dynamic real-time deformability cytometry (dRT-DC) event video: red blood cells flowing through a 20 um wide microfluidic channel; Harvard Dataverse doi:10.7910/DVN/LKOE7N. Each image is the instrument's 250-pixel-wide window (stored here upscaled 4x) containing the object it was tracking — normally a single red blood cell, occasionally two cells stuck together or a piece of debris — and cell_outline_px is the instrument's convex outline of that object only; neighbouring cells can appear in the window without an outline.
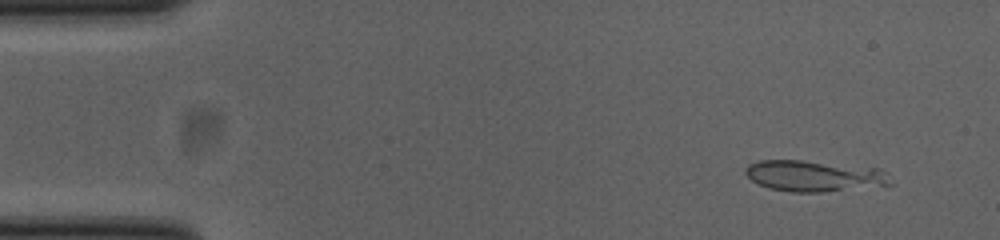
{"species": "common noctule bat (a hibernating species)", "species_latin": "Nyctalus noctula", "temperature_condition": "cold", "stored_images_in_passage": 13, "camera_frame_rate_fps": 3000, "um_per_image_px": 0.085, "animal": {"sex": "female", "body_mass_g": 23.0, "forearm_length_mm": 53.4}, "frame": {"image": 1, "passage_image": 4, "time_ms": 1.0, "image_size_px": [1000, 240], "cell_outline_px": [[892, 184], [820, 192], [792, 192], [768, 188], [752, 180], [744, 172], [744, 168], [748, 164], [760, 160], [800, 160], [880, 168], [888, 172]], "centroid_in_image_um": [69.2, 14.94], "position_along_channel_um": 15.8, "area_um2": 26.18}}